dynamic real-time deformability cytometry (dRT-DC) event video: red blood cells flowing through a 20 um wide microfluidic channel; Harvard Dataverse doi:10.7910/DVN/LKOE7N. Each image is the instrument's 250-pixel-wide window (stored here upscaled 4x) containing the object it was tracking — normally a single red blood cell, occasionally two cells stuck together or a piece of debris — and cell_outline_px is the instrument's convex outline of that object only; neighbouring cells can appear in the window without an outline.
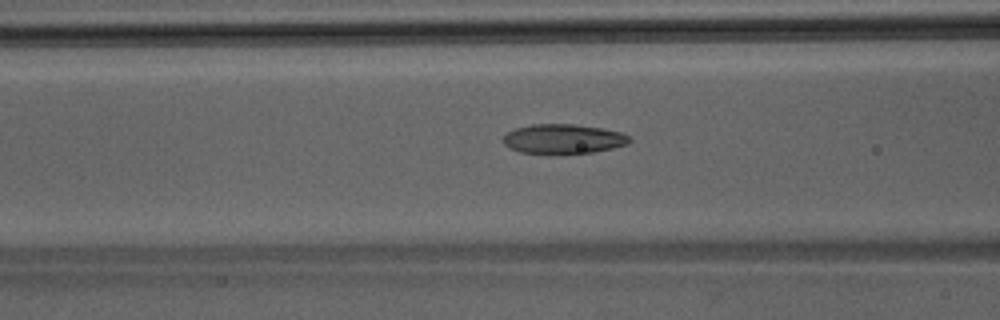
{"species": "Egyptian fruit bat (a non-hibernating species)", "species_latin": "Rousettus aegyptiacus", "temperature_condition": "room temperature", "stored_images_in_passage": 42, "camera_frame_rate_fps": 3000, "um_per_image_px": 0.085, "animal": {"sex": "male"}, "frame": {"image": 1, "passage_image": 15, "time_ms": 4.667, "image_size_px": [1000, 320], "cell_outline_px": [[632, 140], [628, 144], [612, 148], [592, 152], [520, 152], [508, 148], [504, 144], [504, 136], [508, 132], [516, 128], [532, 124], [576, 124], [604, 128], [620, 132], [628, 136]], "centroid_in_image_um": [47.9, 11.78], "position_along_channel_um": 118.7, "area_um2": 21.33}}
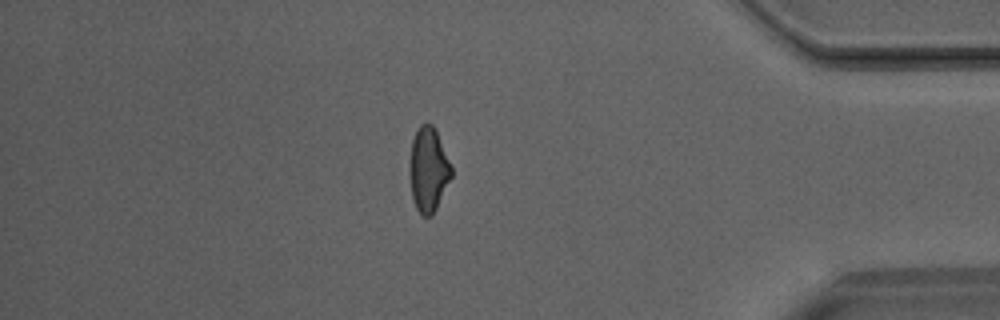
{"frame": {"image": 2, "passage_image": 36, "time_ms": 11.667, "image_size_px": [1000, 320], "cell_outline_px": [[452, 176], [436, 208], [428, 216], [424, 216], [416, 208], [412, 200], [408, 168], [412, 140], [420, 124], [428, 120], [436, 128], [452, 168]], "centroid_in_image_um": [36.39, 14.35], "position_along_channel_um": 398.8, "area_um2": 20.75}}
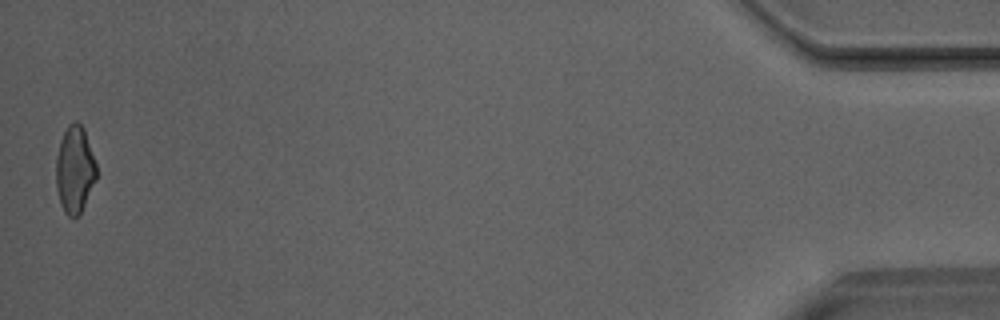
{"frame": {"image": 3, "passage_image": 42, "time_ms": 13.667, "image_size_px": [1000, 320], "cell_outline_px": [[96, 180], [80, 212], [76, 216], [68, 216], [64, 212], [60, 204], [56, 188], [56, 156], [60, 140], [68, 124], [76, 120], [84, 128], [96, 164]], "centroid_in_image_um": [6.34, 14.39], "position_along_channel_um": 428.9, "area_um2": 20.4}}